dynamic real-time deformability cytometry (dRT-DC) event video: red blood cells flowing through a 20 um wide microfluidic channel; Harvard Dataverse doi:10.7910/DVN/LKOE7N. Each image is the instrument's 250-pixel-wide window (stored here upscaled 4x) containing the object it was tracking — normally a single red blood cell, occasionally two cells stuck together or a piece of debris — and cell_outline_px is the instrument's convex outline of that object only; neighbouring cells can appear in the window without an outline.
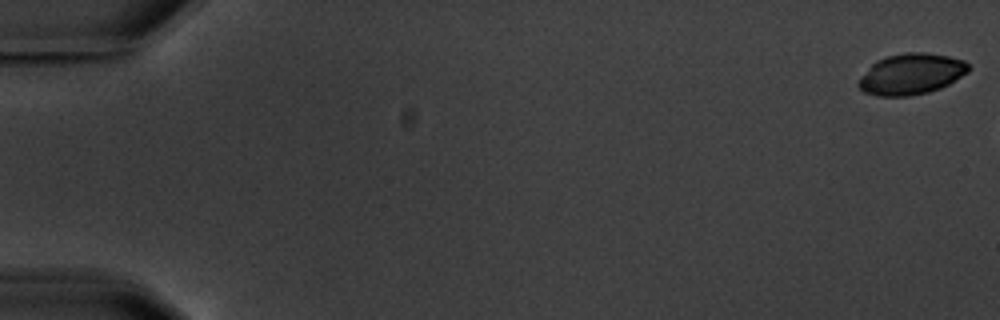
{"species": "common noctule bat (a hibernating species)", "species_latin": "Nyctalus noctula", "temperature_condition": "warm", "stored_images_in_passage": 3, "camera_frame_rate_fps": 3000, "um_per_image_px": 0.085, "animal": {"sex": "male", "body_mass_g": 20.1, "forearm_length_mm": 53.5}, "frame": {"image": 1, "passage_image": 1, "time_ms": 0.0, "image_size_px": [1000, 320], "cell_outline_px": [[968, 72], [948, 84], [940, 88], [928, 92], [908, 96], [876, 96], [864, 92], [856, 84], [860, 76], [876, 60], [884, 56], [908, 52], [924, 52], [948, 56], [964, 60], [968, 64]], "centroid_in_image_um": [77.41, 6.29], "position_along_channel_um": 7.6, "area_um2": 26.3}}